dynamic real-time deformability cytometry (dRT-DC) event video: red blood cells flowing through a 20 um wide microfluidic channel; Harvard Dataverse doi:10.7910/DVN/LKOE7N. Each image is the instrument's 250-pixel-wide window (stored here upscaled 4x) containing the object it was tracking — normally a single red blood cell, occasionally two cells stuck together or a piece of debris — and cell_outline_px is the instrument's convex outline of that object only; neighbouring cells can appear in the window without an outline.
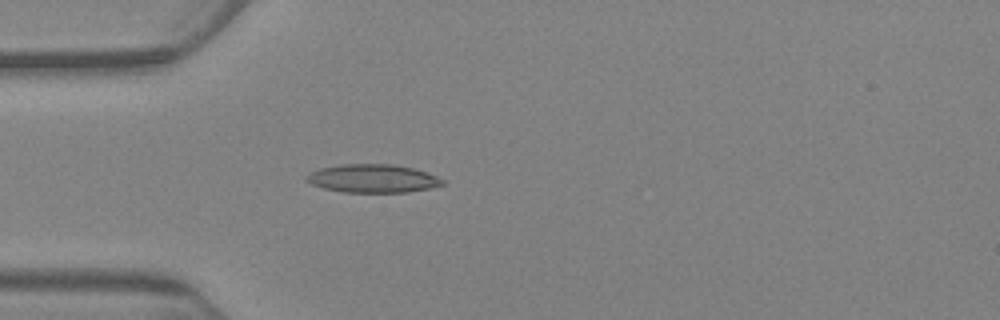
{"species": "Egyptian fruit bat (a non-hibernating species)", "species_latin": "Rousettus aegyptiacus", "temperature_condition": "warm", "stored_images_in_passage": 9, "camera_frame_rate_fps": 3000, "um_per_image_px": 0.085, "animal": {"sex": "female"}, "frame": {"image": 1, "passage_image": 6, "time_ms": 6.0, "image_size_px": [1000, 320], "cell_outline_px": [[444, 184], [428, 188], [408, 192], [344, 192], [324, 188], [312, 184], [304, 180], [304, 176], [320, 168], [340, 164], [392, 164], [412, 168], [436, 176], [444, 180]], "centroid_in_image_um": [31.64, 15.17], "position_along_channel_um": 53.4, "area_um2": 22.25}}
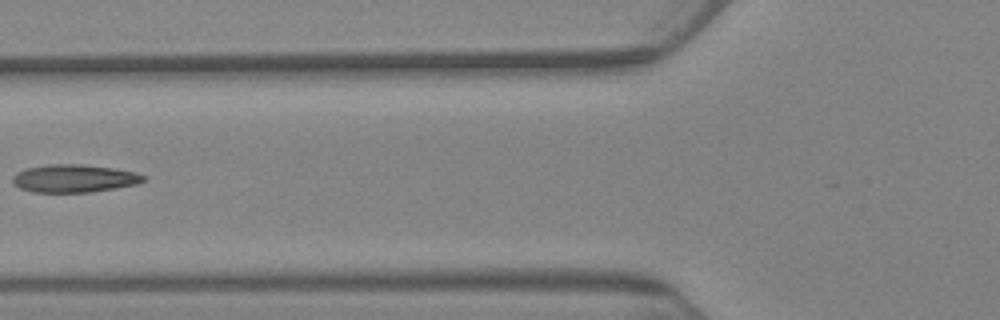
{"frame": {"image": 2, "passage_image": 8, "time_ms": 8.333, "image_size_px": [1000, 320], "cell_outline_px": [[144, 180], [136, 184], [88, 192], [32, 192], [20, 188], [12, 180], [12, 176], [16, 172], [24, 168], [44, 164], [80, 164], [112, 168], [136, 172], [144, 176]], "centroid_in_image_um": [6.23, 15.15], "position_along_channel_um": 119.6, "area_um2": 21.1}}
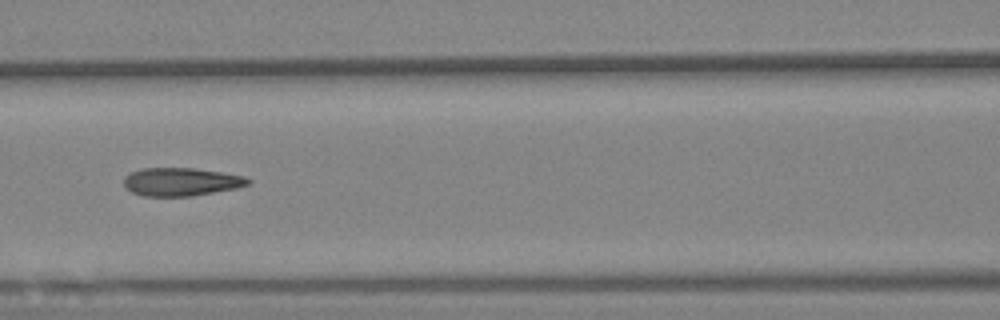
{"frame": {"image": 3, "passage_image": 9, "time_ms": 9.333, "image_size_px": [1000, 320], "cell_outline_px": [[252, 180], [248, 184], [236, 188], [192, 196], [144, 196], [132, 192], [124, 188], [124, 176], [132, 172], [144, 168], [192, 168], [220, 172], [244, 176]], "centroid_in_image_um": [15.37, 15.46], "position_along_channel_um": 151.2, "area_um2": 20.29}}